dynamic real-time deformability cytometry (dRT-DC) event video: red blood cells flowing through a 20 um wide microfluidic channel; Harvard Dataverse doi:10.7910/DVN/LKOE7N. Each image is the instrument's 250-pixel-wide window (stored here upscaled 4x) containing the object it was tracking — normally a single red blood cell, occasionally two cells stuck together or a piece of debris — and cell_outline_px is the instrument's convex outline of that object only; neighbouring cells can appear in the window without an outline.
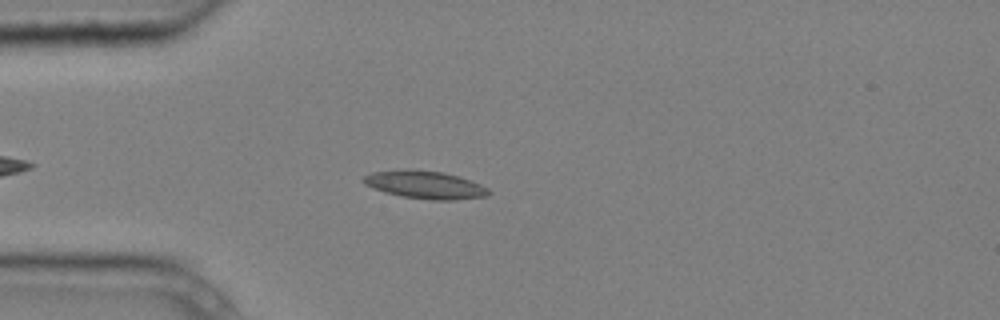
{"species": "common noctule bat (a hibernating species)", "species_latin": "Nyctalus noctula", "temperature_condition": "cold", "stored_images_in_passage": 2, "camera_frame_rate_fps": 3000, "um_per_image_px": 0.085, "animal": {"sex": "male", "body_mass_g": 20.4}, "frame": {"image": 1, "passage_image": 1, "time_ms": 0.0, "image_size_px": [1000, 320], "cell_outline_px": [[492, 192], [488, 196], [456, 200], [428, 200], [400, 196], [384, 192], [372, 188], [364, 184], [360, 180], [364, 176], [372, 172], [408, 168], [444, 172], [480, 184], [488, 188]], "centroid_in_image_um": [36.09, 15.71], "position_along_channel_um": 48.9, "area_um2": 20.63}}